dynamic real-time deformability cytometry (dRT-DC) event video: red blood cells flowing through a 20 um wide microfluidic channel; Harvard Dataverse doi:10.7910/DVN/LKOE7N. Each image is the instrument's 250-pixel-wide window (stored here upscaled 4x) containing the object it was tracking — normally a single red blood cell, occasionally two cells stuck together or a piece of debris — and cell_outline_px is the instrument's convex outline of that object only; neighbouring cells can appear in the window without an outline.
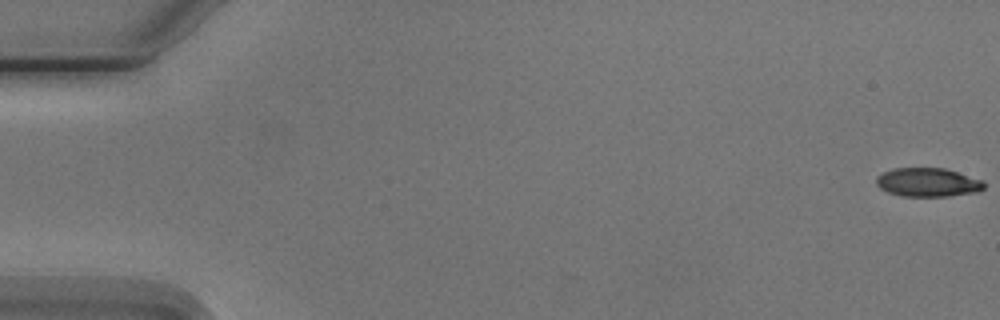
{"species": "Egyptian fruit bat (a non-hibernating species)", "species_latin": "Rousettus aegyptiacus", "temperature_condition": "cold", "stored_images_in_passage": 8, "camera_frame_rate_fps": 3000, "um_per_image_px": 0.085, "animal": {"sex": "male"}, "frame": {"image": 1, "passage_image": 1, "time_ms": 0.0, "image_size_px": [1000, 320], "cell_outline_px": [[984, 188], [976, 192], [948, 196], [900, 196], [888, 192], [880, 188], [876, 184], [876, 176], [884, 172], [896, 168], [944, 168], [984, 180]], "centroid_in_image_um": [78.86, 15.5], "position_along_channel_um": 6.1, "area_um2": 18.03}}
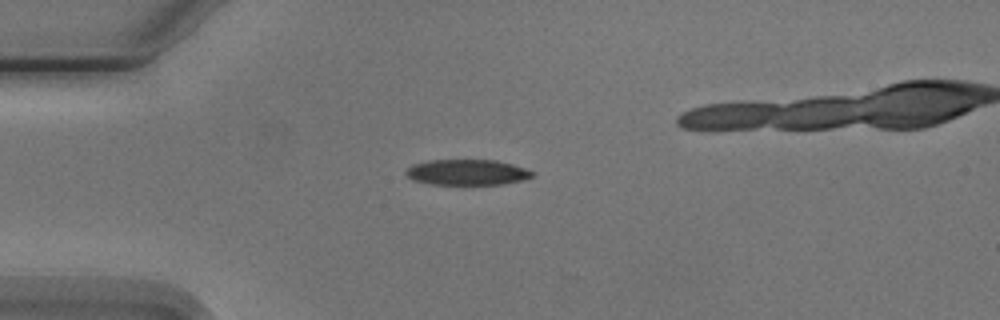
{"frame": {"image": 2, "passage_image": 5, "time_ms": 4.667, "image_size_px": [1000, 320], "cell_outline_px": [[532, 176], [520, 180], [504, 184], [432, 184], [412, 180], [404, 172], [412, 164], [428, 160], [496, 160], [512, 164], [524, 168], [532, 172]], "centroid_in_image_um": [39.65, 14.64], "position_along_channel_um": 45.4, "area_um2": 18.67}}
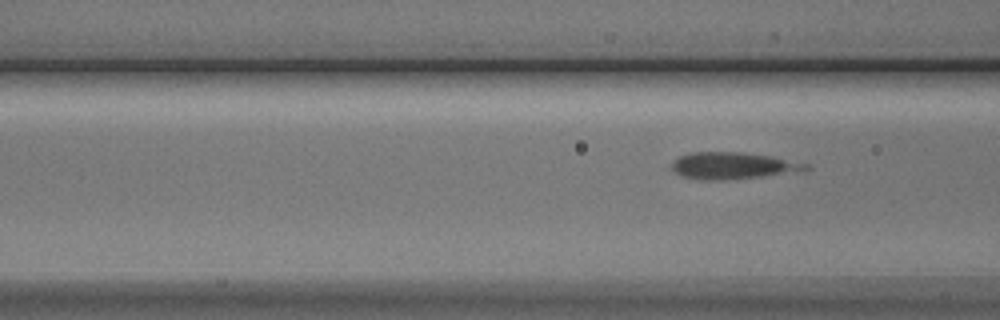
{"frame": {"image": 3, "passage_image": 8, "time_ms": 9.0, "image_size_px": [1000, 320], "cell_outline_px": [[812, 168], [760, 176], [720, 180], [704, 180], [684, 176], [676, 172], [672, 168], [672, 164], [680, 156], [692, 152], [740, 152], [768, 156], [812, 164]], "centroid_in_image_um": [62.28, 14.07], "position_along_channel_um": 104.3, "area_um2": 20.23}}